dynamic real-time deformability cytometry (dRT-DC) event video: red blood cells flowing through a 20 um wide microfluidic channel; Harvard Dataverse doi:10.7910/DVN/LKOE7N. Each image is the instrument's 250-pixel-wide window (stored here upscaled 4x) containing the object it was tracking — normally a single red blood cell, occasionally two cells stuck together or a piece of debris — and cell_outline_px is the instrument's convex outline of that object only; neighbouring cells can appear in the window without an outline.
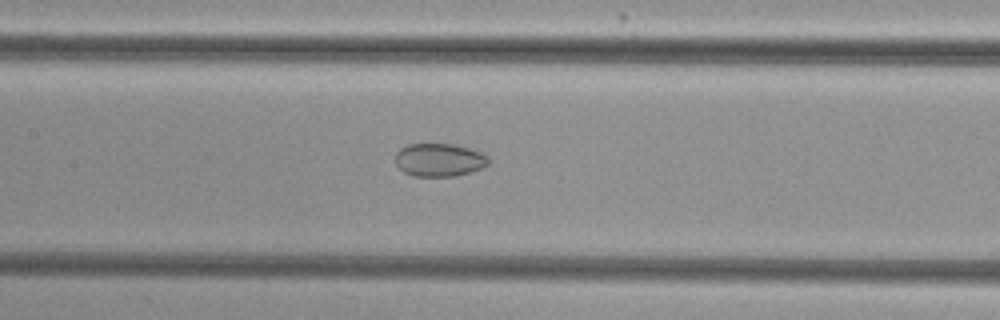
{"species": "common noctule bat (a hibernating species)", "species_latin": "Nyctalus noctula", "temperature_condition": "cold", "stored_images_in_passage": 55, "segment_of_instrument_passage": [2, 2], "camera_frame_rate_fps": 3000, "um_per_image_px": 0.085, "animal": {"sex": "female", "body_mass_g": 29.2, "forearm_length_mm": 56.3}, "frame": {"image": 1, "passage_image": 27, "time_ms": 8.667, "image_size_px": [1000, 320], "cell_outline_px": [[488, 164], [480, 168], [468, 172], [452, 176], [412, 176], [404, 172], [396, 164], [396, 152], [400, 148], [408, 144], [452, 144], [468, 148], [480, 152], [488, 160]], "centroid_in_image_um": [37.27, 13.59], "position_along_channel_um": 170.1, "area_um2": 17.63}}
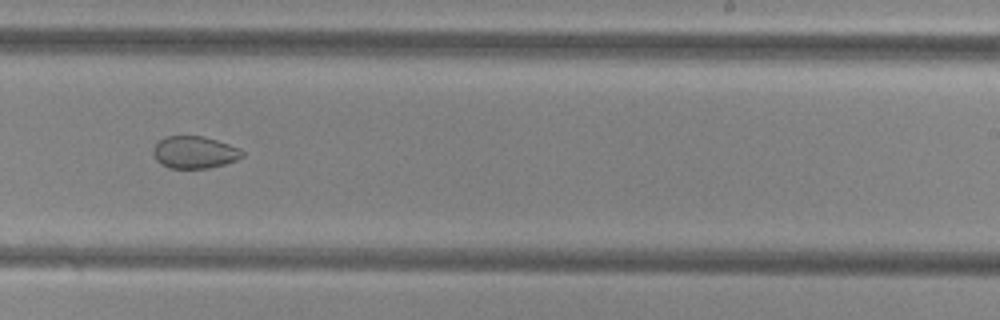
{"frame": {"image": 2, "passage_image": 35, "time_ms": 11.333, "image_size_px": [1000, 320], "cell_outline_px": [[244, 156], [236, 160], [224, 164], [208, 168], [168, 168], [160, 164], [156, 160], [152, 152], [152, 148], [164, 136], [204, 136], [240, 148], [244, 152]], "centroid_in_image_um": [16.51, 12.94], "position_along_channel_um": 272.5, "area_um2": 16.82}}
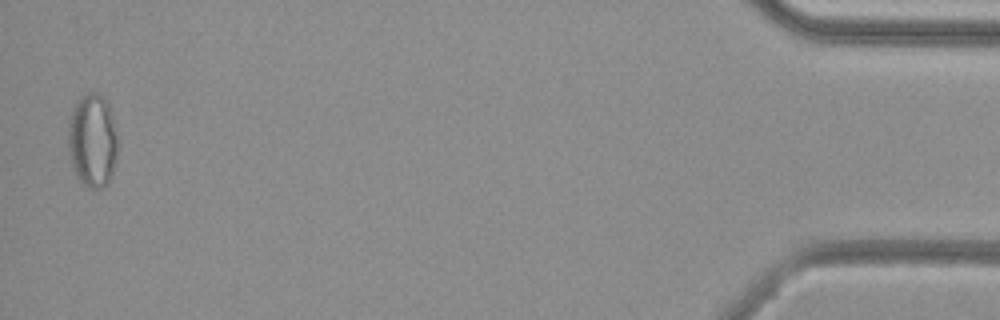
{"frame": {"image": 3, "passage_image": 54, "time_ms": 17.667, "image_size_px": [1000, 320], "cell_outline_px": [[116, 160], [112, 176], [108, 184], [100, 188], [88, 188], [76, 176], [72, 164], [68, 148], [68, 124], [72, 108], [76, 100], [80, 96], [88, 92], [96, 92], [104, 96], [108, 100], [112, 112], [116, 136]], "centroid_in_image_um": [7.86, 11.9], "position_along_channel_um": 427.3, "area_um2": 27.46}}